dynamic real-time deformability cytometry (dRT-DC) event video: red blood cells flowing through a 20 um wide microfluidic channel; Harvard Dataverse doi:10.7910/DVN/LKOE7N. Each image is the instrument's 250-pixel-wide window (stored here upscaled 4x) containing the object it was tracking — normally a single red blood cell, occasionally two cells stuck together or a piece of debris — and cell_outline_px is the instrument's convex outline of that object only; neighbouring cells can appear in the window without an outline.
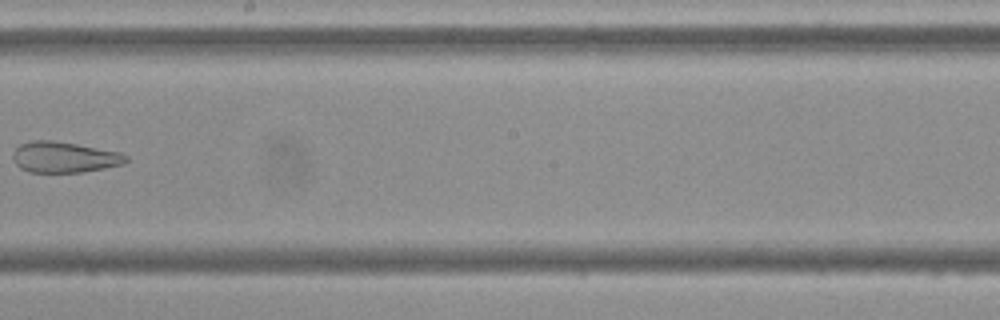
{"species": "Egyptian fruit bat (a non-hibernating species)", "species_latin": "Rousettus aegyptiacus", "temperature_condition": "cold", "stored_images_in_passage": 9, "camera_frame_rate_fps": 3000, "um_per_image_px": 0.085, "frame": {"image": 1, "passage_image": 9, "time_ms": 9.667, "image_size_px": [1000, 320], "cell_outline_px": [[128, 160], [124, 164], [104, 168], [80, 172], [28, 172], [20, 168], [12, 160], [12, 152], [20, 144], [32, 140], [52, 140], [76, 144], [120, 152], [128, 156]], "centroid_in_image_um": [5.43, 13.36], "position_along_channel_um": 242.8, "area_um2": 20.4}}